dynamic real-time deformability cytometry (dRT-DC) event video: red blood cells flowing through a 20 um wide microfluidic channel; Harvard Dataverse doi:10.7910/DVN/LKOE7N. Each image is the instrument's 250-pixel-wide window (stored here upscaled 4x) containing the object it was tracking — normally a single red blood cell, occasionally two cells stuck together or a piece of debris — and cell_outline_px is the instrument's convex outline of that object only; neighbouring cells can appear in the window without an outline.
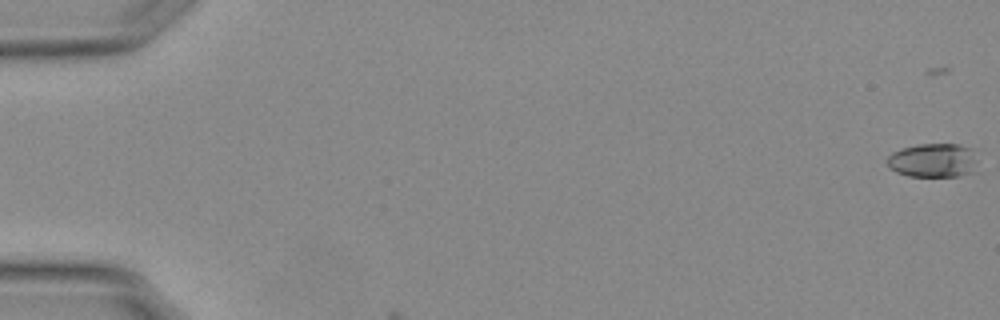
{"species": "Egyptian fruit bat (a non-hibernating species)", "species_latin": "Rousettus aegyptiacus", "temperature_condition": "warm", "stored_images_in_passage": 5, "camera_frame_rate_fps": 3000, "um_per_image_px": 0.085, "animal": {"sex": "female"}, "frame": {"image": 1, "passage_image": 2, "time_ms": 0.333, "image_size_px": [1000, 320], "cell_outline_px": [[976, 160], [972, 172], [960, 176], [908, 176], [896, 172], [888, 168], [888, 156], [892, 152], [900, 148], [920, 144], [960, 144], [972, 148]], "centroid_in_image_um": [79.29, 13.62], "position_along_channel_um": 5.7, "area_um2": 17.98}}